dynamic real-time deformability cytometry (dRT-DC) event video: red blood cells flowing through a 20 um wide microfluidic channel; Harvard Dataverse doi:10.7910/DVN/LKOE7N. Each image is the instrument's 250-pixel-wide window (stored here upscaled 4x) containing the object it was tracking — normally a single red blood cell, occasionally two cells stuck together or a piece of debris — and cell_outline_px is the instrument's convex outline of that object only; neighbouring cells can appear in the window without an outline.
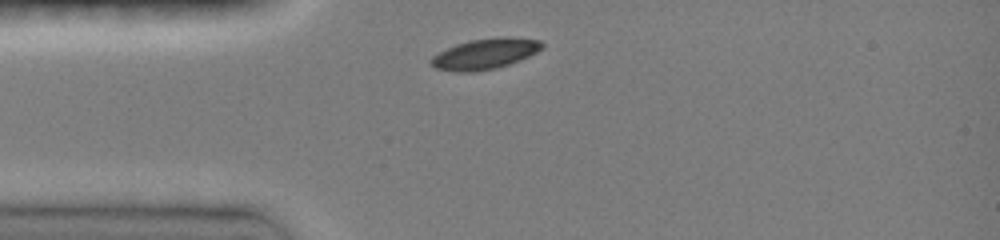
{"species": "common noctule bat (a hibernating species)", "species_latin": "Nyctalus noctula", "temperature_condition": "room temperature", "stored_images_in_passage": 3, "camera_frame_rate_fps": 3000, "um_per_image_px": 0.085, "animal": {"sex": "female", "body_mass_g": 19.0, "forearm_length_mm": 51.5}, "frame": {"image": 1, "passage_image": 1, "time_ms": 0.0, "image_size_px": [1000, 240], "cell_outline_px": [[544, 44], [536, 52], [520, 60], [496, 68], [476, 72], [456, 72], [436, 68], [428, 64], [428, 60], [432, 56], [456, 44], [472, 40], [496, 36], [508, 36], [540, 40]], "centroid_in_image_um": [41.19, 4.57], "position_along_channel_um": 43.8, "area_um2": 19.88}}